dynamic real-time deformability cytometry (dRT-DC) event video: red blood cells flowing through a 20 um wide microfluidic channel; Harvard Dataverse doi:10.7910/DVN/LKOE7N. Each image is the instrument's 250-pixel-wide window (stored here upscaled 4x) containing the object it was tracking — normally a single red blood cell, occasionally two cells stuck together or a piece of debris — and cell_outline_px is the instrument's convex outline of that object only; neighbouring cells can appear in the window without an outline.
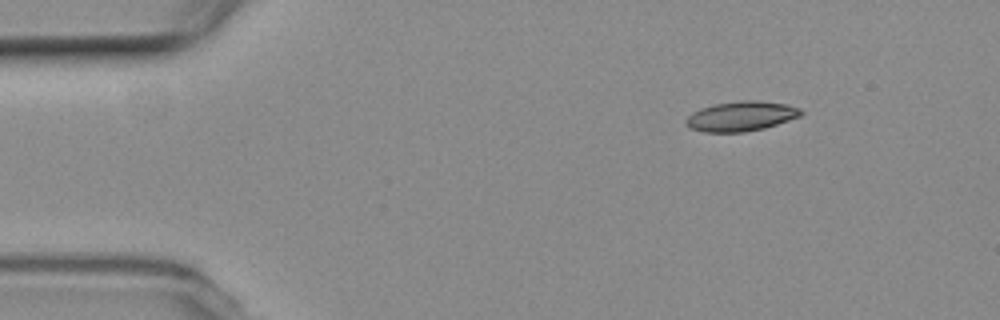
{"species": "common noctule bat (a hibernating species)", "species_latin": "Nyctalus noctula", "temperature_condition": "room temperature", "stored_images_in_passage": 7, "camera_frame_rate_fps": 3000, "um_per_image_px": 0.085, "animal": {"sex": "female", "body_mass_g": 19.3, "forearm_length_mm": 54.1}, "frame": {"image": 1, "passage_image": 1, "time_ms": 0.0, "image_size_px": [1000, 320], "cell_outline_px": [[804, 112], [800, 116], [764, 128], [744, 132], [704, 132], [692, 128], [684, 124], [684, 120], [692, 112], [700, 108], [712, 104], [740, 100], [756, 100], [788, 104], [800, 108]], "centroid_in_image_um": [62.97, 9.86], "position_along_channel_um": 22.0, "area_um2": 20.11}}
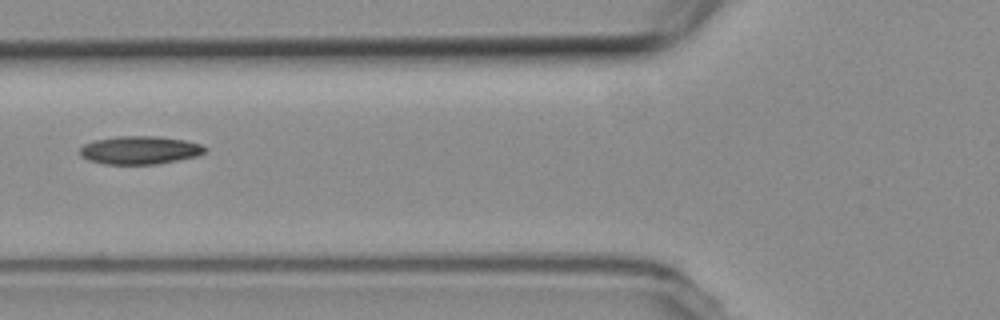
{"frame": {"image": 2, "passage_image": 5, "time_ms": 4.667, "image_size_px": [1000, 320], "cell_outline_px": [[208, 148], [204, 152], [196, 156], [160, 164], [104, 164], [88, 160], [80, 156], [80, 148], [84, 144], [92, 140], [116, 136], [156, 136], [184, 140], [200, 144]], "centroid_in_image_um": [11.85, 12.76], "position_along_channel_um": 114.0, "area_um2": 20.63}}
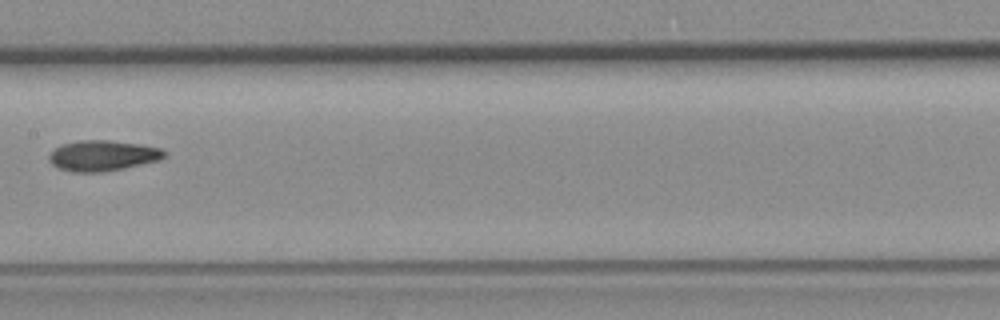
{"frame": {"image": 3, "passage_image": 7, "time_ms": 7.0, "image_size_px": [1000, 320], "cell_outline_px": [[168, 156], [160, 160], [124, 168], [104, 172], [72, 172], [60, 168], [52, 164], [48, 160], [48, 156], [56, 148], [64, 144], [76, 140], [112, 140], [140, 144], [160, 148], [168, 152]], "centroid_in_image_um": [8.77, 13.22], "position_along_channel_um": 198.6, "area_um2": 20.69}}